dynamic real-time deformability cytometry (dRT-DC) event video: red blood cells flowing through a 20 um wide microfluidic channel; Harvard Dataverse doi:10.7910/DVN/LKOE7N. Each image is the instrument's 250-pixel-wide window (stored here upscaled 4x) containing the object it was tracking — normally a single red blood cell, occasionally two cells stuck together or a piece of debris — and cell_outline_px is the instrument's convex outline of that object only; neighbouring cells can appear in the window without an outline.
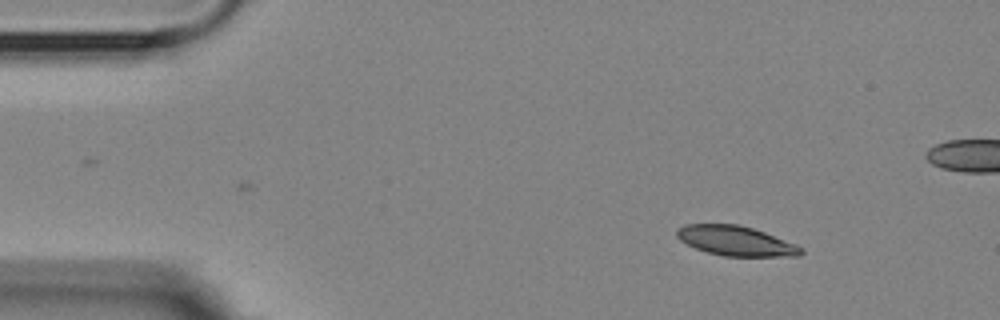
{"species": "Egyptian fruit bat (a non-hibernating species)", "species_latin": "Rousettus aegyptiacus", "temperature_condition": "room temperature", "stored_images_in_passage": 14, "camera_frame_rate_fps": 3000, "um_per_image_px": 0.085, "animal": {"sex": "female"}, "frame": {"image": 1, "passage_image": 1, "time_ms": 0.0, "image_size_px": [1000, 320], "cell_outline_px": [[804, 252], [800, 256], [724, 256], [708, 252], [696, 248], [680, 240], [676, 236], [676, 228], [684, 224], [736, 224], [752, 228], [764, 232], [796, 244], [804, 248]], "centroid_in_image_um": [62.55, 20.47], "position_along_channel_um": 22.5, "area_um2": 21.5}}
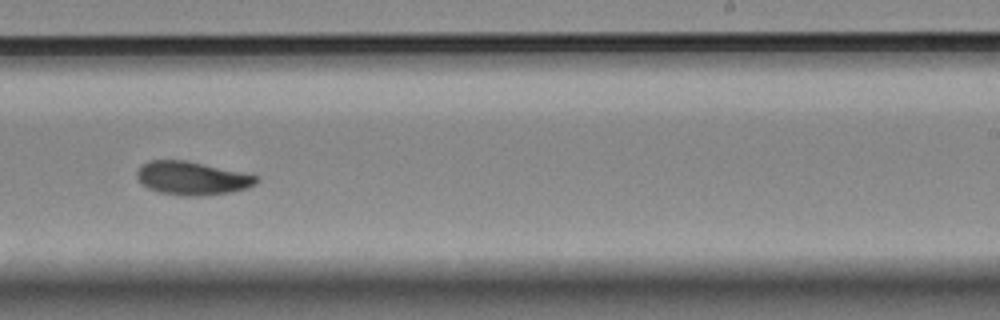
{"frame": {"image": 2, "passage_image": 8, "time_ms": 9.0, "image_size_px": [1000, 320], "cell_outline_px": [[260, 180], [256, 184], [248, 188], [228, 192], [200, 196], [180, 196], [160, 192], [148, 188], [136, 176], [136, 172], [148, 160], [184, 160], [260, 176]], "centroid_in_image_um": [16.35, 15.15], "position_along_channel_um": 272.6, "area_um2": 23.06}}
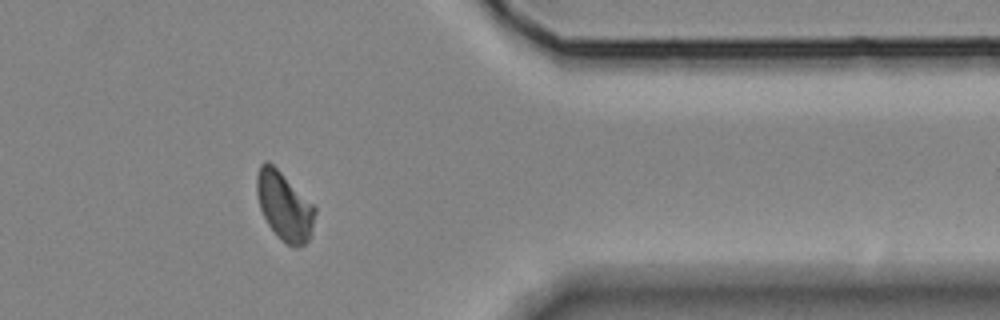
{"frame": {"image": 3, "passage_image": 11, "time_ms": 12.667, "image_size_px": [1000, 320], "cell_outline_px": [[316, 212], [312, 228], [308, 240], [304, 244], [296, 248], [292, 248], [276, 236], [268, 224], [260, 208], [256, 192], [256, 176], [260, 164], [264, 160], [268, 160], [316, 208]], "centroid_in_image_um": [24.14, 17.54], "position_along_channel_um": 387.3, "area_um2": 23.0}, "authors_computed_cell_mechanics": {"area_um2": 22.8888, "velocity_mm_per_s": 3.5925, "shape_relaxation_time_tau1_ms": 8.9466, "shape_relaxation_time_tau2_ms": 2.7953, "deformation_change_tau1": 0.1683, "deformation_change_tau2": 0.0631}}